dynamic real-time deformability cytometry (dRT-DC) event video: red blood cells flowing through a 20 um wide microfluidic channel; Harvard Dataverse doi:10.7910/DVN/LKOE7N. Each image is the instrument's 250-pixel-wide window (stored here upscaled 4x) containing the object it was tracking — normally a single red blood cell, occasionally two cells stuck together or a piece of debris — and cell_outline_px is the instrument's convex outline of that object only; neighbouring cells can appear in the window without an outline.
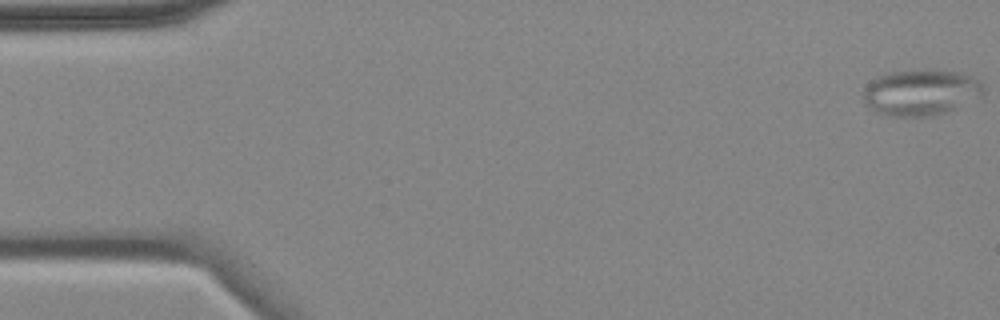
{"species": "common noctule bat (a hibernating species)", "species_latin": "Nyctalus noctula", "temperature_condition": "cold", "stored_images_in_passage": 5, "camera_frame_rate_fps": 3000, "um_per_image_px": 0.085, "animal": {"sex": "female", "body_mass_g": 18.4}, "frame": {"image": 1, "passage_image": 1, "time_ms": 0.0, "image_size_px": [1000, 320], "cell_outline_px": [[984, 92], [980, 96], [948, 112], [932, 116], [888, 116], [876, 112], [868, 108], [864, 104], [864, 88], [868, 80], [888, 72], [956, 72], [972, 76], [980, 80], [984, 88]], "centroid_in_image_um": [78.22, 7.9], "position_along_channel_um": 6.8, "area_um2": 31.85}}
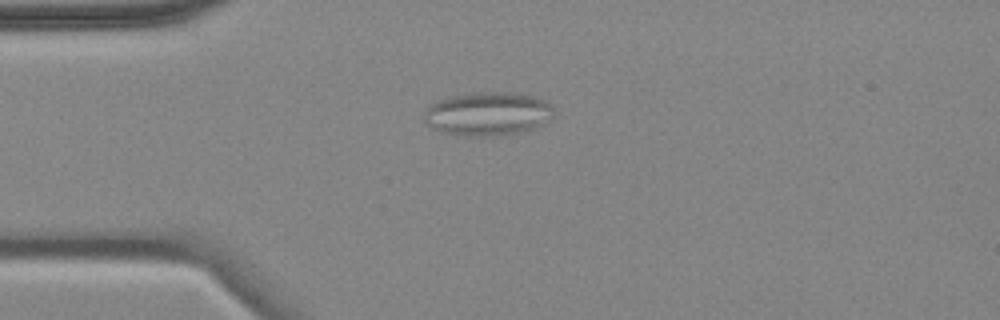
{"frame": {"image": 2, "passage_image": 4, "time_ms": 4.333, "image_size_px": [1000, 320], "cell_outline_px": [[552, 116], [536, 128], [520, 132], [484, 136], [464, 136], [440, 132], [432, 128], [424, 120], [424, 112], [428, 104], [448, 96], [476, 92], [512, 92], [532, 96], [548, 100], [552, 104]], "centroid_in_image_um": [41.42, 9.66], "position_along_channel_um": 43.6, "area_um2": 33.18}}